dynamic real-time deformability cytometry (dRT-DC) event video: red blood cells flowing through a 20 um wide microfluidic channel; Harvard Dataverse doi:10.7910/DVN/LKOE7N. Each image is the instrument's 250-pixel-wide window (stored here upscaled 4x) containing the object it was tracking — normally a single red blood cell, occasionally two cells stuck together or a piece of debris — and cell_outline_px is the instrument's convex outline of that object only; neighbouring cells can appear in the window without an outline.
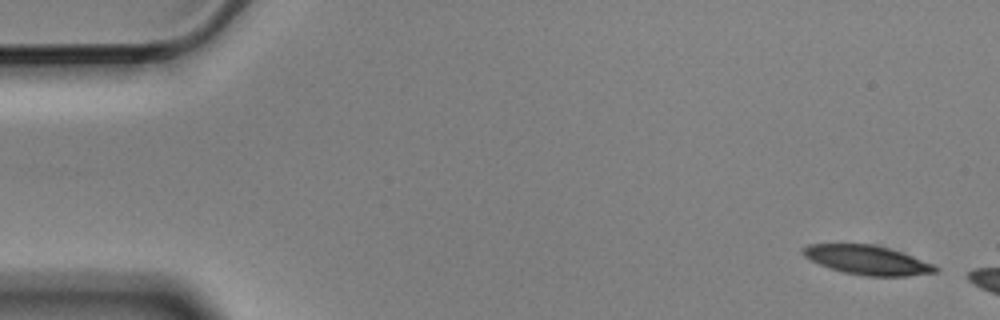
{"species": "Egyptian fruit bat (a non-hibernating species)", "species_latin": "Rousettus aegyptiacus", "temperature_condition": "cold", "stored_images_in_passage": 3, "camera_frame_rate_fps": 3000, "um_per_image_px": 0.085, "animal": {"sex": "male"}, "frame": {"image": 1, "passage_image": 1, "time_ms": 0.0, "image_size_px": [1000, 320], "cell_outline_px": [[940, 268], [936, 272], [908, 276], [864, 276], [844, 272], [820, 264], [804, 256], [800, 252], [800, 248], [808, 244], [872, 244], [888, 248], [912, 256], [932, 264]], "centroid_in_image_um": [73.69, 22.1], "position_along_channel_um": 11.3, "area_um2": 22.31}}